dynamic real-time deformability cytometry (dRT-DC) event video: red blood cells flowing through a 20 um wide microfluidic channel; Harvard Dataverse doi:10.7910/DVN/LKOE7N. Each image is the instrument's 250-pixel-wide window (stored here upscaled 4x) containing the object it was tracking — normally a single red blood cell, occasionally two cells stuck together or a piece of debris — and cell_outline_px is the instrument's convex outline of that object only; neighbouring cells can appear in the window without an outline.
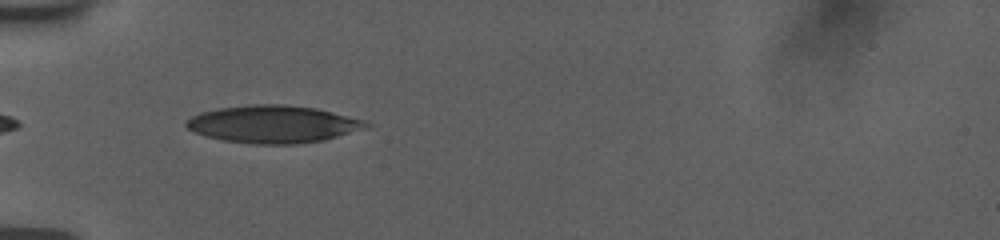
{"species": "human", "species_latin": "Homo sapiens", "temperature_condition": "room temperature", "stored_images_in_passage": 37, "camera_frame_rate_fps": 3000, "um_per_image_px": 0.085, "donor": {"sex": "female"}, "frame": {"image": 1, "passage_image": 1, "time_ms": 0.0, "image_size_px": [1000, 240], "cell_outline_px": [[372, 124], [364, 128], [324, 140], [296, 144], [256, 144], [220, 140], [204, 136], [192, 132], [184, 124], [184, 120], [200, 112], [220, 108], [252, 104], [288, 104], [316, 108], [368, 120]], "centroid_in_image_um": [23.19, 10.55], "position_along_channel_um": 61.8, "area_um2": 39.59}}
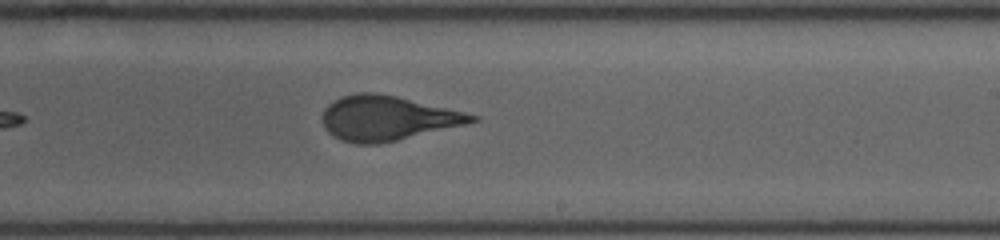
{"frame": {"image": 2, "passage_image": 17, "time_ms": 5.333, "image_size_px": [1000, 240], "cell_outline_px": [[480, 120], [464, 124], [396, 140], [376, 144], [356, 144], [340, 140], [332, 136], [324, 128], [324, 108], [328, 104], [340, 96], [356, 92], [376, 92], [396, 96], [464, 112], [480, 116]], "centroid_in_image_um": [32.87, 10.03], "position_along_channel_um": 256.1, "area_um2": 38.55}}
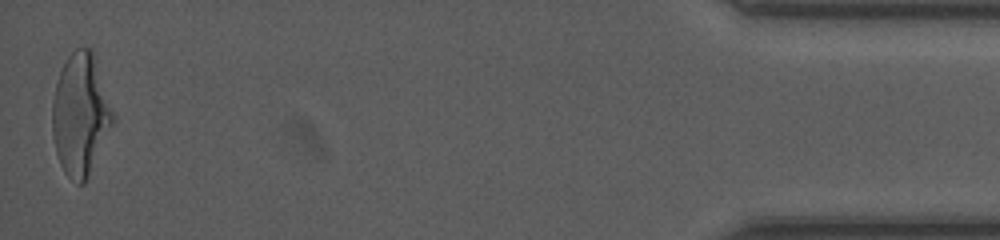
{"frame": {"image": 3, "passage_image": 37, "time_ms": 12.0, "image_size_px": [1000, 240], "cell_outline_px": [[116, 120], [84, 184], [76, 184], [64, 172], [60, 164], [56, 152], [52, 132], [52, 100], [56, 84], [60, 72], [68, 56], [76, 48], [88, 48], [92, 52]], "centroid_in_image_um": [6.83, 9.79], "position_along_channel_um": 428.4, "area_um2": 42.6}, "authors_computed_cell_mechanics": {"area_um2": 39.0728, "velocity_mm_per_s": 3.7742, "shape_relaxation_time_tau1_ms": 5.2978, "shape_relaxation_time_tau2_ms": null, "deformation_change_tau1": 0.2095, "deformation_change_tau2": null}}